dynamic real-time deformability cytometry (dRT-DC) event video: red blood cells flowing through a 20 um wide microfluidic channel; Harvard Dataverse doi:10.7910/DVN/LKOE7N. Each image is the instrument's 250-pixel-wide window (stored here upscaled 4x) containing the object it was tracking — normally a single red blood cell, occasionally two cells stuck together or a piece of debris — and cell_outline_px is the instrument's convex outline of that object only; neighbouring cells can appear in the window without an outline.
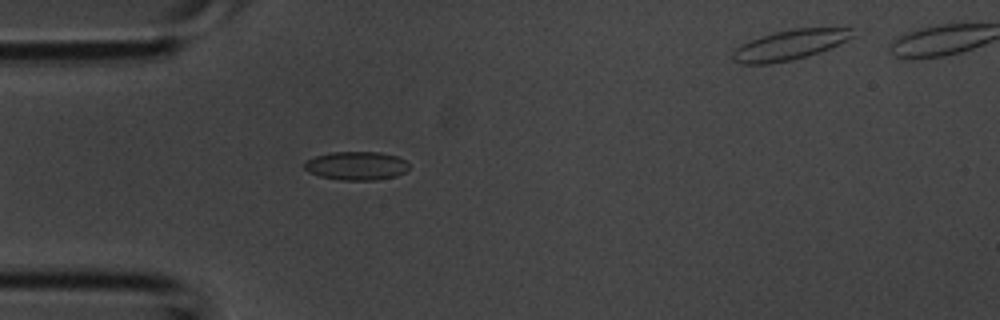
{"species": "common noctule bat (a hibernating species)", "species_latin": "Nyctalus noctula", "temperature_condition": "room temperature", "stored_images_in_passage": 35, "camera_frame_rate_fps": 3000, "um_per_image_px": 0.085, "animal": {"sex": "male", "body_mass_g": 20.1, "forearm_length_mm": 53.5}, "frame": {"image": 1, "passage_image": 10, "time_ms": 3.0, "image_size_px": [1000, 320], "cell_outline_px": [[408, 168], [404, 172], [396, 176], [376, 180], [340, 180], [320, 176], [308, 172], [304, 168], [304, 160], [316, 156], [332, 152], [380, 152], [396, 156], [404, 160], [408, 164]], "centroid_in_image_um": [30.26, 14.09], "position_along_channel_um": 54.7, "area_um2": 17.4}}
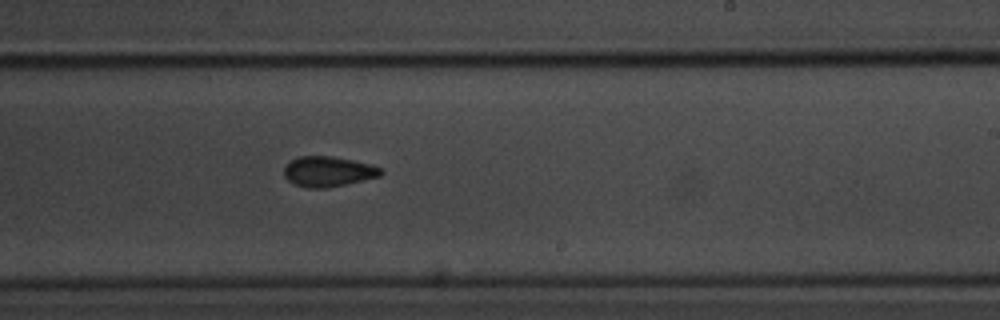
{"frame": {"image": 2, "passage_image": 22, "time_ms": 7.0, "image_size_px": [1000, 320], "cell_outline_px": [[384, 172], [380, 176], [344, 184], [324, 188], [308, 188], [292, 184], [284, 176], [284, 168], [292, 160], [300, 156], [332, 156], [372, 164], [384, 168]], "centroid_in_image_um": [27.91, 14.58], "position_along_channel_um": 261.1, "area_um2": 17.05}}
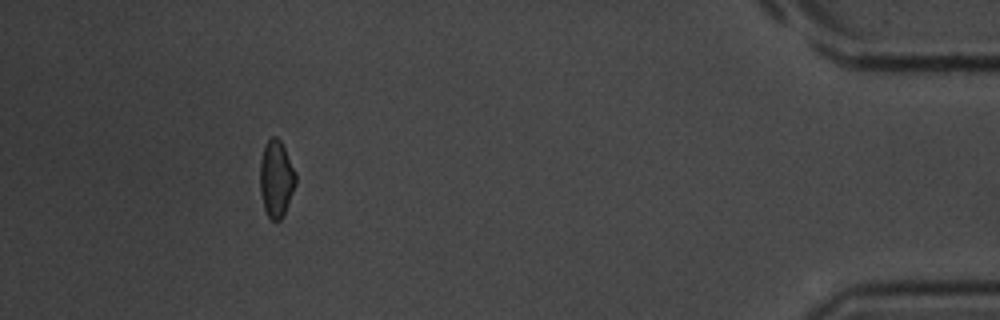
{"frame": {"image": 3, "passage_image": 34, "time_ms": 11.0, "image_size_px": [1000, 320], "cell_outline_px": [[296, 184], [284, 212], [280, 220], [272, 220], [268, 216], [264, 208], [260, 192], [260, 160], [264, 148], [268, 140], [272, 136], [276, 136], [280, 140], [296, 172]], "centroid_in_image_um": [23.47, 15.18], "position_along_channel_um": 411.7, "area_um2": 15.78}}